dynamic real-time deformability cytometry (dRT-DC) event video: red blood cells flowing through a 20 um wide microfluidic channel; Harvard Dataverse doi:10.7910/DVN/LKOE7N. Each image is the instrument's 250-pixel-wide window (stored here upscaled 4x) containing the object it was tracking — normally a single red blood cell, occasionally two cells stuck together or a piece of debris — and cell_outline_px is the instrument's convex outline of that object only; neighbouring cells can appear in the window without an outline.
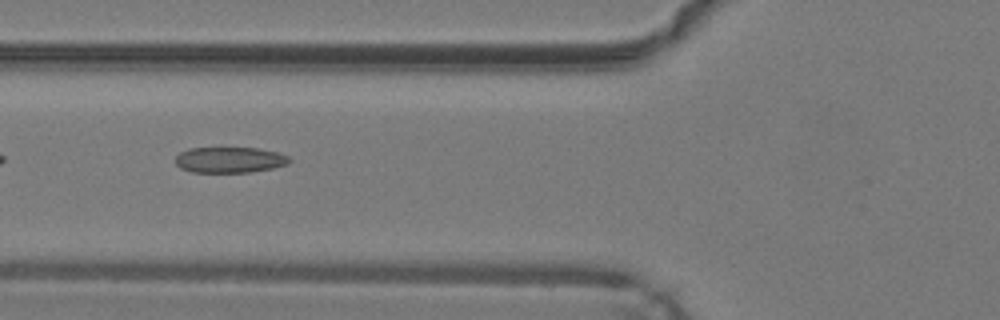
{"species": "common noctule bat (a hibernating species)", "species_latin": "Nyctalus noctula", "temperature_condition": "warm", "stored_images_in_passage": 48, "camera_frame_rate_fps": 3000, "um_per_image_px": 0.085, "animal": {"sex": "male", "body_mass_g": 19.2, "forearm_length_mm": 51.8}, "frame": {"image": 1, "passage_image": 19, "time_ms": 6.0, "image_size_px": [1000, 320], "cell_outline_px": [[292, 160], [288, 164], [272, 168], [248, 172], [192, 172], [180, 168], [176, 164], [176, 156], [180, 152], [188, 148], [256, 148], [276, 152], [288, 156]], "centroid_in_image_um": [19.51, 13.59], "position_along_channel_um": 106.3, "area_um2": 17.05}}
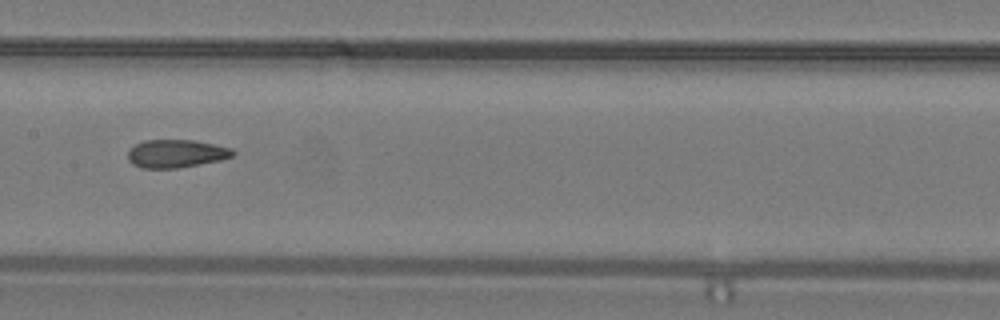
{"frame": {"image": 2, "passage_image": 25, "time_ms": 8.0, "image_size_px": [1000, 320], "cell_outline_px": [[236, 152], [232, 156], [220, 160], [176, 168], [140, 168], [132, 164], [128, 160], [128, 152], [136, 144], [144, 140], [196, 140], [232, 148]], "centroid_in_image_um": [14.97, 13.05], "position_along_channel_um": 192.4, "area_um2": 17.11}}
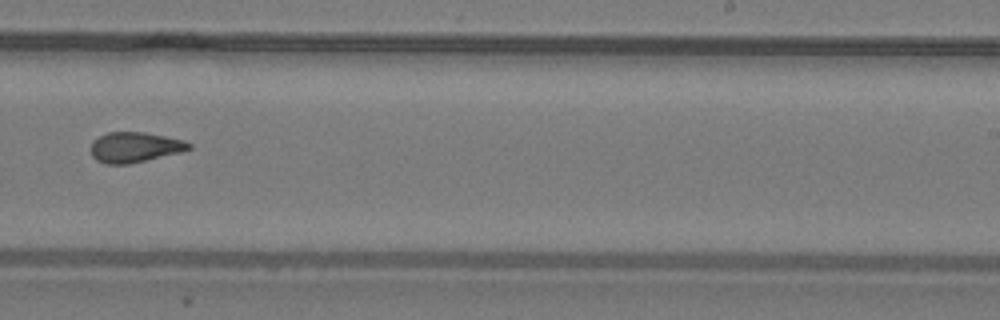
{"frame": {"image": 3, "passage_image": 31, "time_ms": 10.0, "image_size_px": [1000, 320], "cell_outline_px": [[192, 148], [184, 152], [128, 164], [104, 164], [96, 160], [92, 156], [92, 144], [100, 136], [108, 132], [144, 132], [184, 140], [192, 144]], "centroid_in_image_um": [11.51, 12.52], "position_along_channel_um": 277.5, "area_um2": 17.28}, "authors_computed_cell_mechanics": {"area_um2": 17.8891, "velocity_mm_per_s": 4.2853, "shape_relaxation_time_tau1_ms": null, "shape_relaxation_time_tau2_ms": 2.0762, "deformation_change_tau1": null, "deformation_change_tau2": 0.092}}